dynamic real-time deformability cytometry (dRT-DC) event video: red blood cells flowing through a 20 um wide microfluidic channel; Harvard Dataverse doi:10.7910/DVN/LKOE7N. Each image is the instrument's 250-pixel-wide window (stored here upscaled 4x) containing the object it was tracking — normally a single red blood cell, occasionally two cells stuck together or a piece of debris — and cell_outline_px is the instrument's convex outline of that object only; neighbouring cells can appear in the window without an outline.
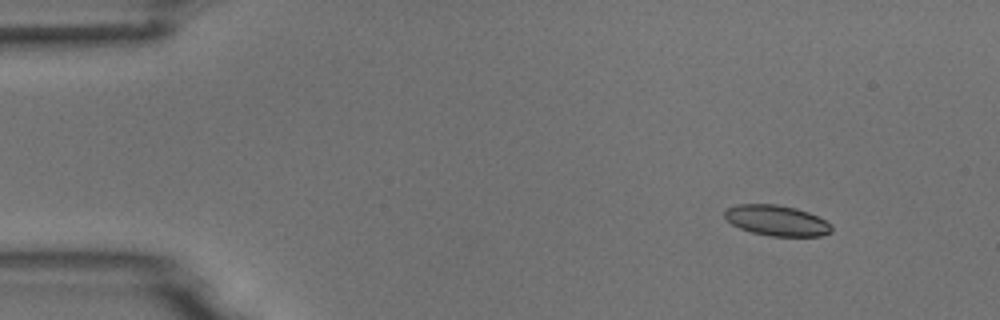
{"species": "common noctule bat (a hibernating species)", "species_latin": "Nyctalus noctula", "temperature_condition": "room temperature", "stored_images_in_passage": 4, "camera_frame_rate_fps": 3000, "um_per_image_px": 0.085, "animal": {"sex": "male", "body_mass_g": 18.8}, "frame": {"image": 1, "passage_image": 2, "time_ms": 1.0, "image_size_px": [1000, 320], "cell_outline_px": [[832, 232], [820, 236], [768, 236], [752, 232], [740, 228], [732, 224], [724, 216], [724, 212], [728, 208], [736, 204], [776, 204], [796, 208], [808, 212], [832, 224]], "centroid_in_image_um": [66.02, 18.74], "position_along_channel_um": 19.0, "area_um2": 19.02}}
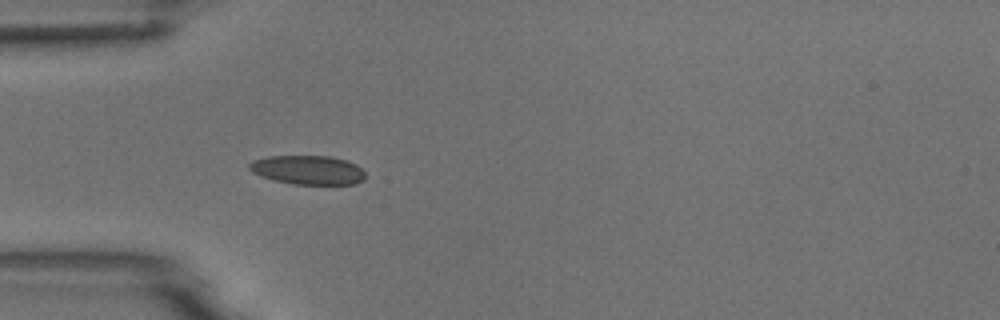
{"frame": {"image": 2, "passage_image": 4, "time_ms": 4.333, "image_size_px": [1000, 320], "cell_outline_px": [[364, 180], [356, 184], [292, 184], [272, 180], [252, 172], [248, 168], [248, 164], [252, 160], [268, 156], [328, 156], [348, 160], [356, 164], [364, 172]], "centroid_in_image_um": [26.16, 14.44], "position_along_channel_um": 58.8, "area_um2": 19.77}}